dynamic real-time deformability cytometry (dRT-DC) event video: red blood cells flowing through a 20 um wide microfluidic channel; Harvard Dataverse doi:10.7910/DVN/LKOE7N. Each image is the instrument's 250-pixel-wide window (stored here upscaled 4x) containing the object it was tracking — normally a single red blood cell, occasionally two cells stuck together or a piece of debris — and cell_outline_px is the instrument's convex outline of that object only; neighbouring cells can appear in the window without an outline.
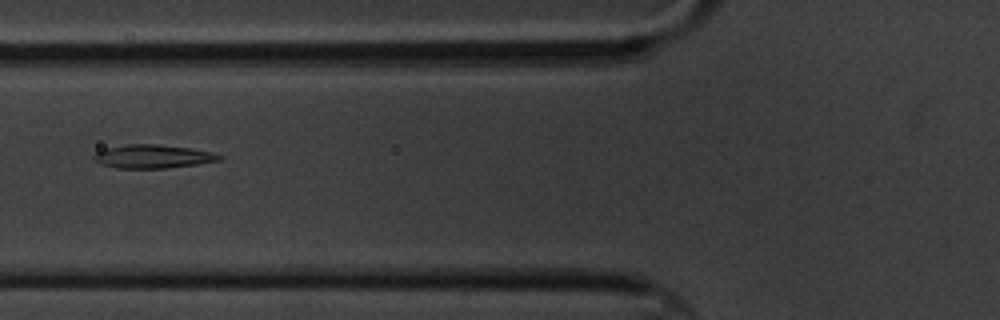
{"species": "common noctule bat (a hibernating species)", "species_latin": "Nyctalus noctula", "temperature_condition": "cold", "stored_images_in_passage": 15, "camera_frame_rate_fps": 3000, "um_per_image_px": 0.085, "animal": {"sex": "male", "body_mass_g": 20.1, "forearm_length_mm": 53.5}, "frame": {"image": 1, "passage_image": 6, "time_ms": 6.667, "image_size_px": [1000, 320], "cell_outline_px": [[224, 156], [220, 160], [196, 164], [164, 168], [116, 168], [100, 164], [92, 160], [92, 156], [96, 152], [104, 148], [128, 144], [156, 144], [192, 148], [212, 152]], "centroid_in_image_um": [12.94, 13.29], "position_along_channel_um": 112.9, "area_um2": 17.28}}
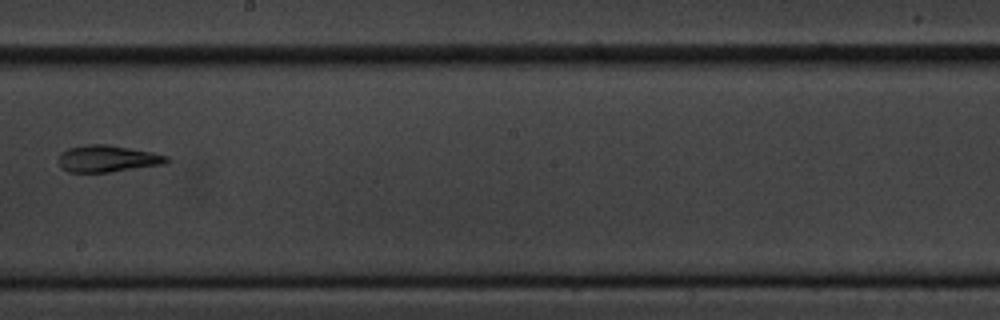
{"frame": {"image": 2, "passage_image": 9, "time_ms": 10.333, "image_size_px": [1000, 320], "cell_outline_px": [[168, 160], [164, 164], [108, 172], [68, 172], [60, 168], [60, 152], [68, 148], [88, 144], [108, 144], [152, 152], [168, 156]], "centroid_in_image_um": [9.11, 13.48], "position_along_channel_um": 239.1, "area_um2": 16.76}}
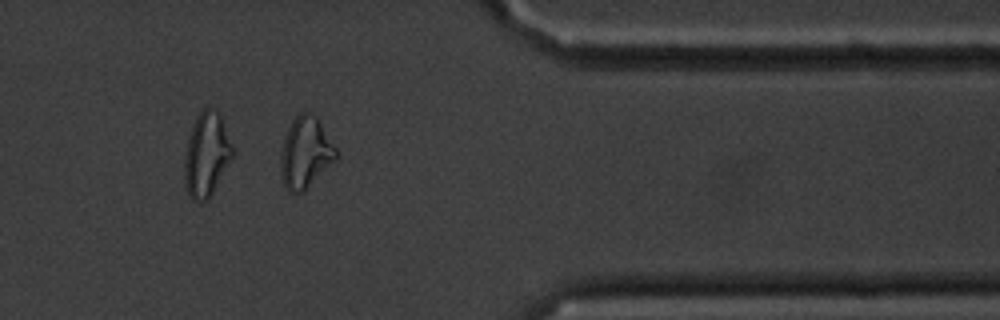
{"frame": {"image": 3, "passage_image": 13, "time_ms": 15.0, "image_size_px": [1000, 320], "cell_outline_px": [[340, 156], [304, 192], [288, 192], [284, 188], [280, 172], [280, 156], [284, 140], [288, 128], [292, 120], [300, 112], [312, 112], [316, 116], [340, 152]], "centroid_in_image_um": [25.99, 12.99], "position_along_channel_um": 385.4, "area_um2": 23.47}, "authors_computed_cell_mechanics": {"area_um2": 19.0162, "velocity_mm_per_s": 3.448, "shape_relaxation_time_tau1_ms": null, "shape_relaxation_time_tau2_ms": 3.3804, "deformation_change_tau1": null, "deformation_change_tau2": 0.0952}}